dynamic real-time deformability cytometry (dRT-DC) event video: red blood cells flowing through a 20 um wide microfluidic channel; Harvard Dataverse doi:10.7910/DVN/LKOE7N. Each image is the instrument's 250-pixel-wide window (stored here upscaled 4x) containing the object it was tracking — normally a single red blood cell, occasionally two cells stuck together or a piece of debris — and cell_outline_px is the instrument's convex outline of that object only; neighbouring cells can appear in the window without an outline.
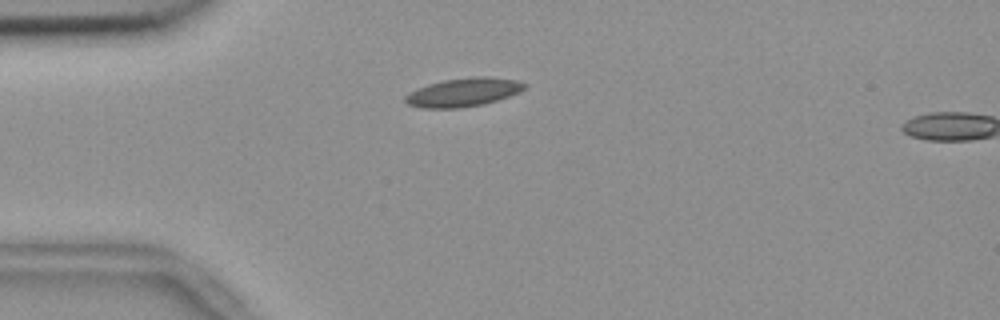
{"species": "common noctule bat (a hibernating species)", "species_latin": "Nyctalus noctula", "temperature_condition": "room temperature", "stored_images_in_passage": 15, "camera_frame_rate_fps": 3000, "um_per_image_px": 0.085, "animal": {"sex": "female", "body_mass_g": 18.4}, "frame": {"image": 1, "passage_image": 13, "time_ms": 4.0, "image_size_px": [1000, 320], "cell_outline_px": [[528, 84], [520, 92], [484, 104], [460, 108], [420, 108], [408, 104], [404, 100], [404, 96], [408, 92], [416, 88], [428, 84], [444, 80], [476, 76], [484, 76], [516, 80]], "centroid_in_image_um": [39.35, 7.85], "position_along_channel_um": 45.7, "area_um2": 19.88}}